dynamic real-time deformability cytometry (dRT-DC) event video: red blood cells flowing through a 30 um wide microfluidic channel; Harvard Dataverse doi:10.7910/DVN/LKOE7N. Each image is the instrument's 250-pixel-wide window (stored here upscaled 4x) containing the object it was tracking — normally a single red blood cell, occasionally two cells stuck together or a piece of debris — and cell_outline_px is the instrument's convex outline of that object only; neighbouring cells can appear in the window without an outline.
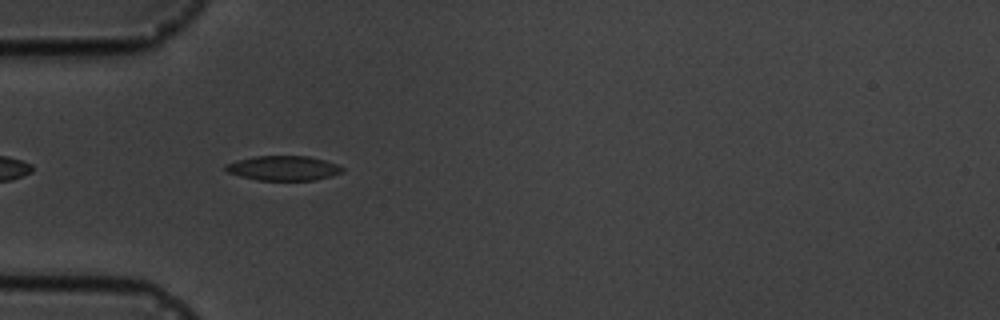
{"species": "common noctule bat (a hibernating species)", "species_latin": "Nyctalus noctula", "temperature_condition": "cold", "stored_images_in_passage": 3, "camera_frame_rate_fps": 3000, "um_per_image_px": 0.085, "animal": {"sex": "male", "body_mass_g": 19.5, "forearm_length_mm": 54.6}, "frame": {"image": 1, "passage_image": 1, "time_ms": 0.0, "image_size_px": [1000, 320], "cell_outline_px": [[344, 172], [316, 180], [256, 180], [240, 176], [228, 172], [224, 168], [224, 164], [236, 160], [256, 156], [308, 156], [324, 160], [336, 164], [344, 168]], "centroid_in_image_um": [24.07, 14.29], "position_along_channel_um": 60.9, "area_um2": 16.82}}
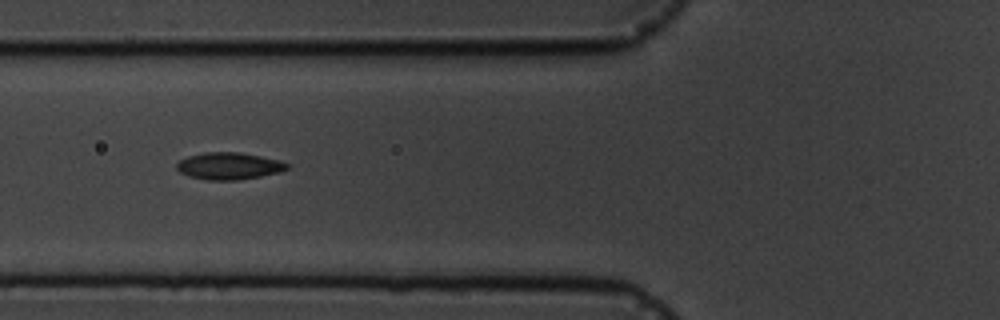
{"frame": {"image": 2, "passage_image": 2, "time_ms": 1.333, "image_size_px": [1000, 320], "cell_outline_px": [[292, 164], [288, 168], [280, 172], [260, 176], [236, 180], [208, 180], [188, 176], [180, 172], [176, 168], [176, 164], [180, 160], [188, 156], [204, 152], [240, 152], [280, 160]], "centroid_in_image_um": [19.48, 14.1], "position_along_channel_um": 106.3, "area_um2": 17.46}}
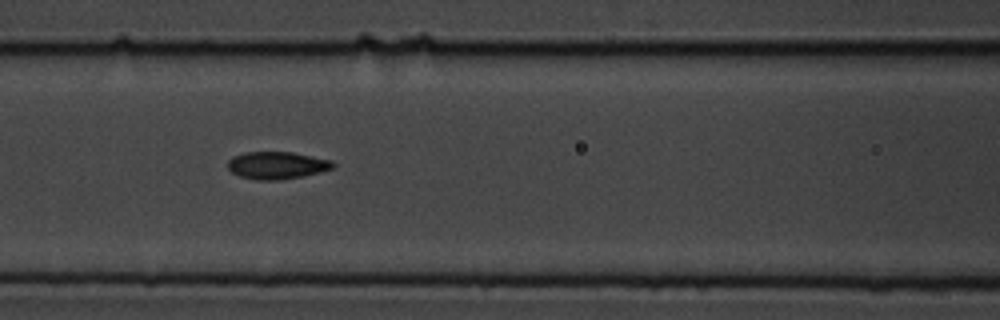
{"frame": {"image": 3, "passage_image": 3, "time_ms": 2.333, "image_size_px": [1000, 320], "cell_outline_px": [[336, 164], [332, 168], [320, 172], [300, 176], [276, 180], [256, 180], [240, 176], [232, 172], [228, 168], [228, 160], [232, 156], [244, 152], [292, 152], [332, 160]], "centroid_in_image_um": [23.52, 14.04], "position_along_channel_um": 143.1, "area_um2": 16.7}}